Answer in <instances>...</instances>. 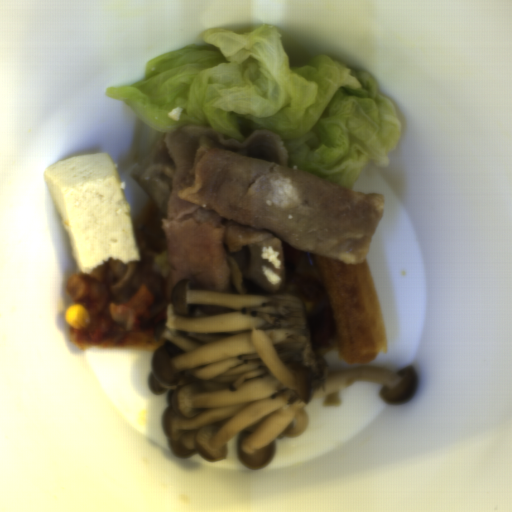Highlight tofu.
I'll use <instances>...</instances> for the list:
<instances>
[{
  "mask_svg": "<svg viewBox=\"0 0 512 512\" xmlns=\"http://www.w3.org/2000/svg\"><path fill=\"white\" fill-rule=\"evenodd\" d=\"M44 181L80 272L107 260L140 261L126 185L108 152L60 160L46 167Z\"/></svg>",
  "mask_w": 512,
  "mask_h": 512,
  "instance_id": "tofu-1",
  "label": "tofu"
}]
</instances>
